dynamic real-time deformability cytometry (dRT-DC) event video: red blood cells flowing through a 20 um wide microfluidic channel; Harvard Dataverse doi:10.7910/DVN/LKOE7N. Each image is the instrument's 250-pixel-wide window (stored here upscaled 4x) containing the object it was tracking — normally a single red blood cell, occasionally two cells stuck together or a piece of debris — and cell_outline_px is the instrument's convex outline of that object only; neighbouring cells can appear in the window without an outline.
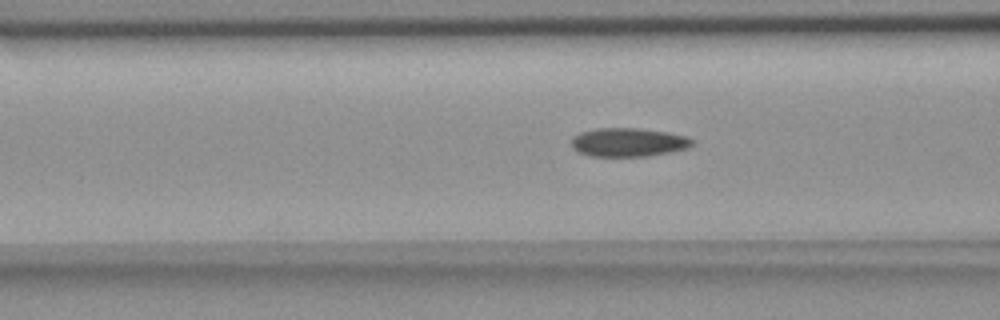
{"species": "common noctule bat (a hibernating species)", "species_latin": "Nyctalus noctula", "temperature_condition": "room temperature", "stored_images_in_passage": 40, "camera_frame_rate_fps": 3000, "um_per_image_px": 0.085, "animal": {"sex": "female", "body_mass_g": 18.4}, "frame": {"image": 1, "passage_image": 18, "time_ms": 5.667, "image_size_px": [1000, 320], "cell_outline_px": [[696, 140], [688, 148], [648, 156], [588, 156], [576, 152], [572, 148], [572, 136], [580, 132], [596, 128], [636, 128], [668, 132], [688, 136]], "centroid_in_image_um": [53.39, 12.09], "position_along_channel_um": 113.2, "area_um2": 20.4}}
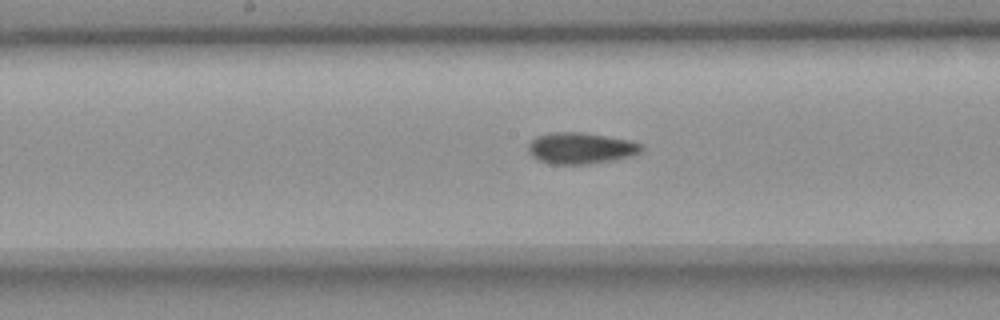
{"frame": {"image": 2, "passage_image": 25, "time_ms": 8.0, "image_size_px": [1000, 320], "cell_outline_px": [[644, 148], [640, 152], [632, 156], [612, 160], [588, 164], [548, 164], [532, 156], [528, 152], [528, 144], [536, 136], [548, 132], [580, 132], [632, 140], [640, 144]], "centroid_in_image_um": [49.35, 12.59], "position_along_channel_um": 198.9, "area_um2": 20.75}}
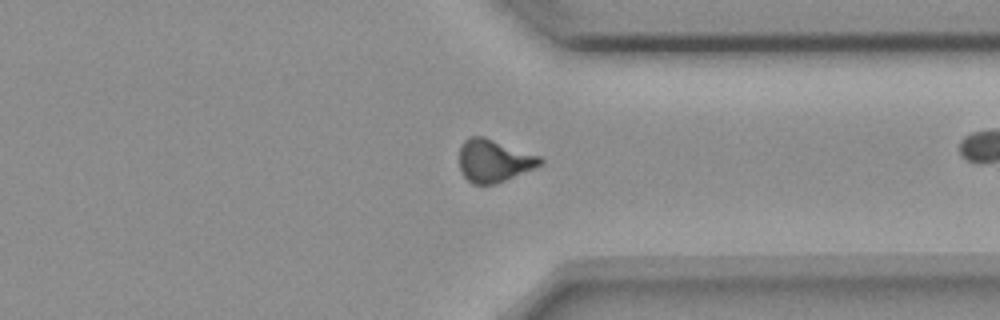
{"frame": {"image": 3, "passage_image": 39, "time_ms": 12.667, "image_size_px": [1000, 320], "cell_outline_px": [[544, 164], [504, 180], [492, 184], [472, 184], [464, 176], [460, 168], [460, 144], [468, 136], [484, 136], [540, 156], [544, 160]], "centroid_in_image_um": [41.97, 13.64], "position_along_channel_um": 369.4, "area_um2": 20.0}}